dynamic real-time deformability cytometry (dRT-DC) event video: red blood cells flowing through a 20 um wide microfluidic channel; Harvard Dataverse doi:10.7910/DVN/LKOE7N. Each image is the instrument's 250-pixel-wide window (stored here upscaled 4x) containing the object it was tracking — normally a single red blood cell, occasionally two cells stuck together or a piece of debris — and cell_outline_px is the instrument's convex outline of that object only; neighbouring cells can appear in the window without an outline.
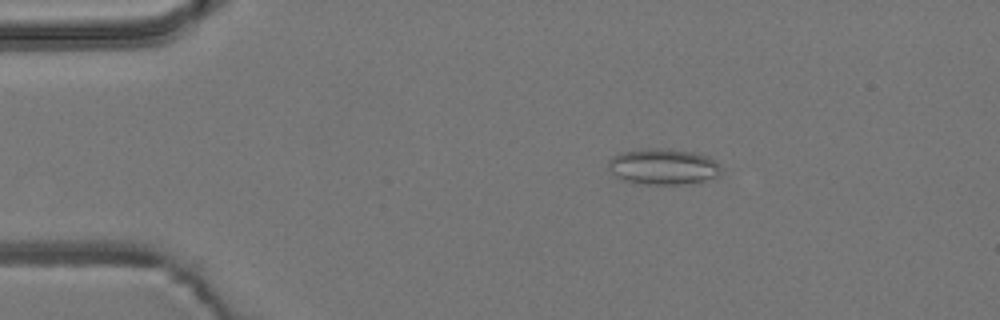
{"species": "common noctule bat (a hibernating species)", "species_latin": "Nyctalus noctula", "temperature_condition": "room temperature", "stored_images_in_passage": 47, "camera_frame_rate_fps": 3000, "um_per_image_px": 0.085, "animal": {"sex": "male", "body_mass_g": 19.2, "forearm_length_mm": 51.8}, "frame": {"image": 1, "passage_image": 3, "time_ms": 0.667, "image_size_px": [1000, 320], "cell_outline_px": [[720, 176], [716, 180], [680, 184], [644, 184], [624, 180], [616, 176], [608, 168], [608, 160], [612, 156], [620, 152], [648, 148], [668, 148], [692, 152], [708, 156], [720, 164]], "centroid_in_image_um": [56.41, 14.16], "position_along_channel_um": 28.6, "area_um2": 23.99}}
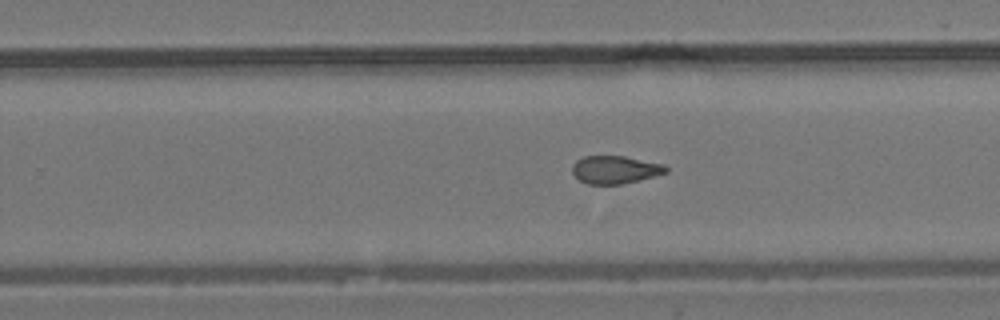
{"frame": {"image": 2, "passage_image": 27, "time_ms": 8.667, "image_size_px": [1000, 320], "cell_outline_px": [[668, 172], [620, 184], [588, 184], [580, 180], [572, 172], [572, 164], [576, 160], [584, 156], [624, 156], [664, 164], [668, 168]], "centroid_in_image_um": [52.26, 14.41], "position_along_channel_um": 277.5, "area_um2": 15.03}}
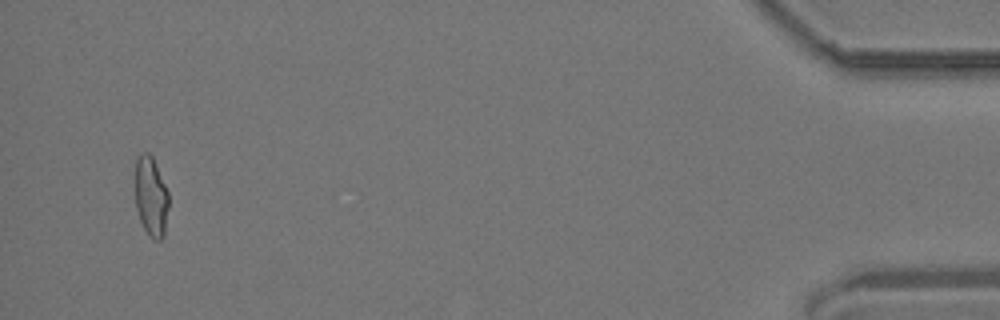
{"frame": {"image": 3, "passage_image": 45, "time_ms": 14.667, "image_size_px": [1000, 320], "cell_outline_px": [[168, 208], [164, 236], [160, 240], [152, 240], [148, 236], [140, 220], [136, 208], [136, 156], [140, 152], [148, 152], [152, 156], [168, 192]], "centroid_in_image_um": [12.83, 16.72], "position_along_channel_um": 422.4, "area_um2": 15.61}, "authors_computed_cell_mechanics": {"area_um2": 16.0106, "velocity_mm_per_s": 3.8328, "shape_relaxation_time_tau1_ms": null, "shape_relaxation_time_tau2_ms": 3.3847, "deformation_change_tau1": null, "deformation_change_tau2": 0.1146}}